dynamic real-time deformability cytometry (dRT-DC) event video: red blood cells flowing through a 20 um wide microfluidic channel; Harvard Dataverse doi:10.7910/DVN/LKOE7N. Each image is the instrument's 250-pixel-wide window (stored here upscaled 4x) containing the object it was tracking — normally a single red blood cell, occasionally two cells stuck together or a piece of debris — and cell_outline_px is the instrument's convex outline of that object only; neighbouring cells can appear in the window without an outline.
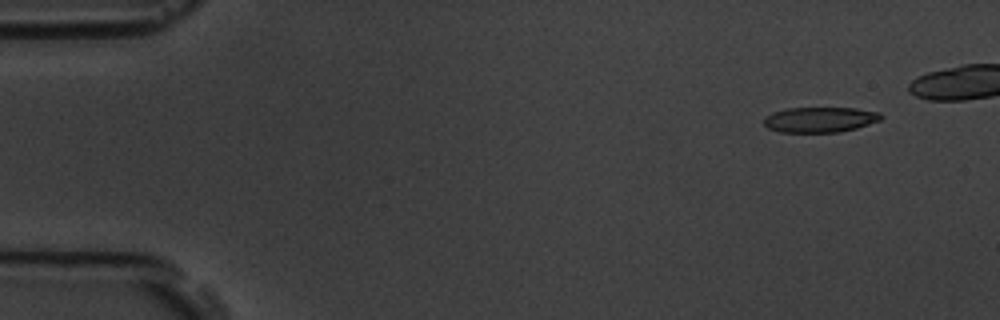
{"species": "common noctule bat (a hibernating species)", "species_latin": "Nyctalus noctula", "temperature_condition": "room temperature", "stored_images_in_passage": 6, "camera_frame_rate_fps": 3000, "um_per_image_px": 0.085, "animal": {"sex": "male", "body_mass_g": 19.5, "forearm_length_mm": 54.6}, "frame": {"image": 1, "passage_image": 1, "time_ms": 0.0, "image_size_px": [1000, 320], "cell_outline_px": [[884, 116], [880, 120], [856, 128], [840, 132], [780, 132], [768, 128], [764, 124], [764, 116], [772, 112], [788, 108], [856, 108], [880, 112]], "centroid_in_image_um": [69.69, 10.16], "position_along_channel_um": 15.3, "area_um2": 17.34}}
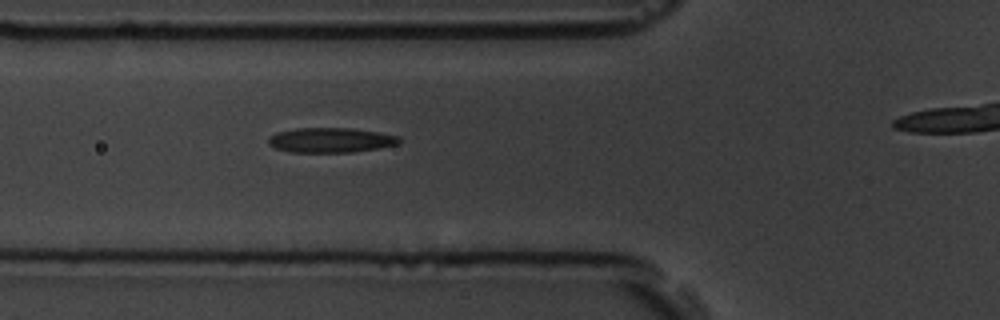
{"frame": {"image": 2, "passage_image": 5, "time_ms": 5.333, "image_size_px": [1000, 320], "cell_outline_px": [[400, 140], [396, 144], [376, 148], [352, 152], [288, 152], [276, 148], [268, 144], [268, 136], [276, 132], [296, 128], [352, 128], [400, 136]], "centroid_in_image_um": [28.04, 11.9], "position_along_channel_um": 97.8, "area_um2": 18.84}}